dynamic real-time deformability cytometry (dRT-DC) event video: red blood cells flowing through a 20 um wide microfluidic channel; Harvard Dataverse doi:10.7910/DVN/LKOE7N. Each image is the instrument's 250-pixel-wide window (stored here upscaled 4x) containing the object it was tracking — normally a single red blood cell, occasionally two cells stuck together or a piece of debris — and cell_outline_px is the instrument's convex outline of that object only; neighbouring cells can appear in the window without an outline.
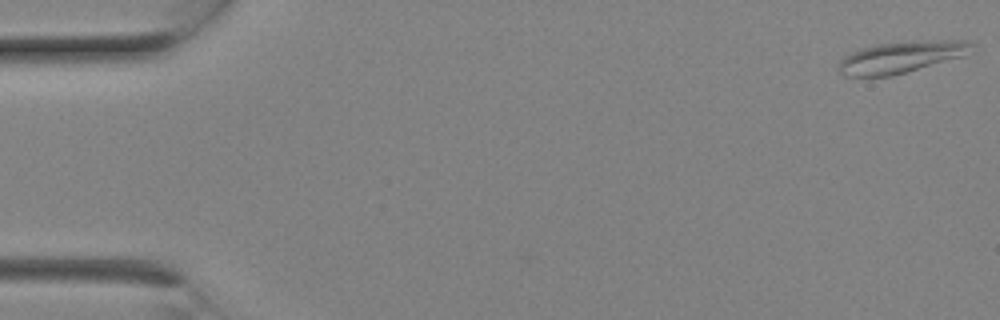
{"species": "Egyptian fruit bat (a non-hibernating species)", "species_latin": "Rousettus aegyptiacus", "temperature_condition": "room temperature", "stored_images_in_passage": 7, "camera_frame_rate_fps": 3000, "um_per_image_px": 0.085, "animal": {"sex": "female"}, "frame": {"image": 1, "passage_image": 1, "time_ms": 0.0, "image_size_px": [1000, 320], "cell_outline_px": [[976, 44], [964, 56], [892, 76], [844, 76], [840, 72], [840, 60], [844, 56], [852, 52], [864, 48], [880, 44], [912, 40], [964, 40]], "centroid_in_image_um": [76.64, 4.84], "position_along_channel_um": 8.4, "area_um2": 24.33}}